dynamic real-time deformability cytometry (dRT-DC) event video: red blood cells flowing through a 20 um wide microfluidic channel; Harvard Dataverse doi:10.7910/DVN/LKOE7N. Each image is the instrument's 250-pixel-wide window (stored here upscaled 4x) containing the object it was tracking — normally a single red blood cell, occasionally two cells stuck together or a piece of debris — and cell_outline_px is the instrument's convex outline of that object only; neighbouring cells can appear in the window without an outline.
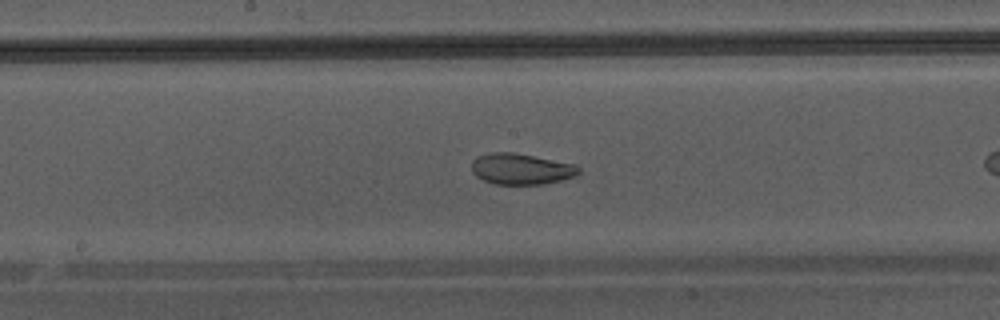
{"species": "Egyptian fruit bat (a non-hibernating species)", "species_latin": "Rousettus aegyptiacus", "temperature_condition": "warm", "stored_images_in_passage": 25, "camera_frame_rate_fps": 3000, "um_per_image_px": 0.085, "animal": {"sex": "male"}, "frame": {"image": 1, "passage_image": 11, "time_ms": 3.333, "image_size_px": [1000, 320], "cell_outline_px": [[580, 172], [576, 176], [544, 184], [492, 184], [476, 176], [472, 172], [472, 160], [476, 156], [492, 152], [512, 152], [576, 164], [580, 168]], "centroid_in_image_um": [44.29, 14.36], "position_along_channel_um": 203.9, "area_um2": 19.42}}